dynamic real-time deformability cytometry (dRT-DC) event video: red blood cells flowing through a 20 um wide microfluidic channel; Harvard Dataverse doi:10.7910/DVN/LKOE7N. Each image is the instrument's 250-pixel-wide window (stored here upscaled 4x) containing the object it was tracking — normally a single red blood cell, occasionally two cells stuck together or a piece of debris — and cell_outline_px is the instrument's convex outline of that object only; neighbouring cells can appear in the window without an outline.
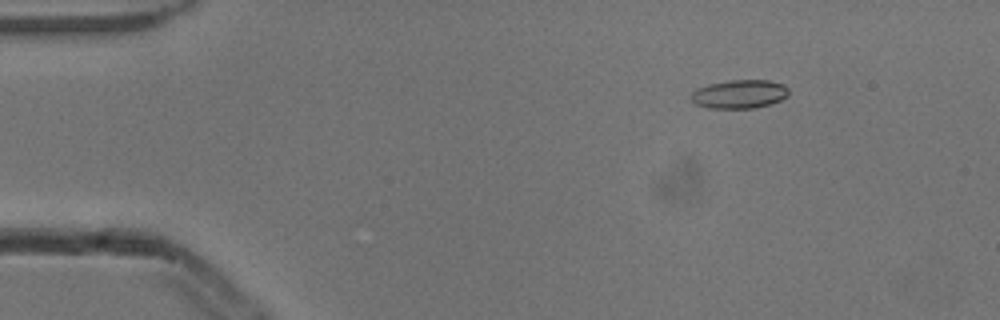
{"species": "common noctule bat (a hibernating species)", "species_latin": "Nyctalus noctula", "temperature_condition": "cold", "stored_images_in_passage": 7, "camera_frame_rate_fps": 3000, "um_per_image_px": 0.085, "animal": {"sex": "male", "body_mass_g": 13.3}, "frame": {"image": 1, "passage_image": 1, "time_ms": 0.0, "image_size_px": [1000, 320], "cell_outline_px": [[788, 96], [780, 100], [756, 108], [708, 108], [696, 104], [688, 96], [696, 88], [708, 84], [728, 80], [768, 80], [784, 84], [788, 88]], "centroid_in_image_um": [62.82, 7.99], "position_along_channel_um": 22.2, "area_um2": 16.42}}
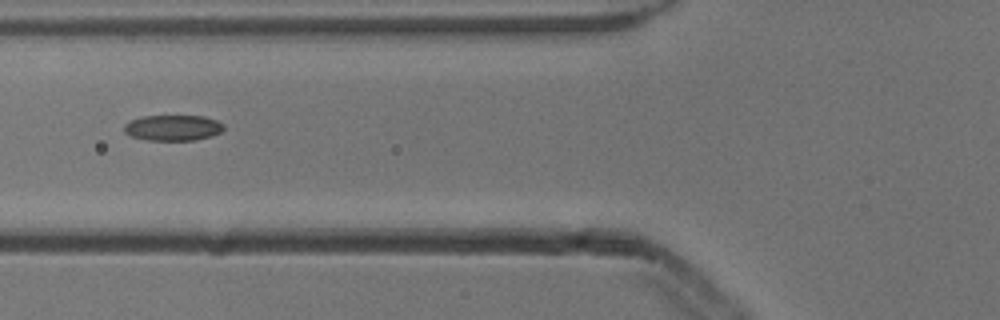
{"frame": {"image": 2, "passage_image": 4, "time_ms": 1.0, "image_size_px": [1000, 320], "cell_outline_px": [[224, 128], [220, 132], [212, 136], [196, 140], [148, 140], [132, 136], [124, 132], [124, 124], [128, 120], [140, 116], [204, 116], [216, 120], [224, 124]], "centroid_in_image_um": [14.68, 10.85], "position_along_channel_um": 111.1, "area_um2": 15.03}}
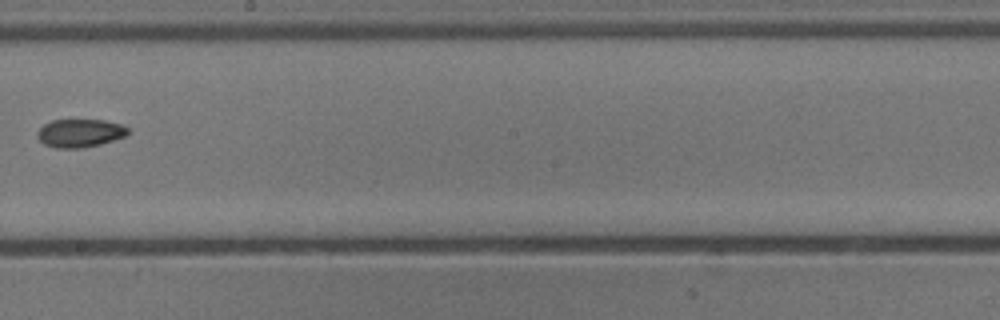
{"frame": {"image": 3, "passage_image": 7, "time_ms": 2.0, "image_size_px": [1000, 320], "cell_outline_px": [[128, 132], [124, 136], [100, 144], [80, 148], [56, 148], [44, 144], [36, 136], [36, 132], [44, 124], [52, 120], [104, 120], [124, 124], [128, 128]], "centroid_in_image_um": [6.78, 11.3], "position_along_channel_um": 241.4, "area_um2": 14.85}}